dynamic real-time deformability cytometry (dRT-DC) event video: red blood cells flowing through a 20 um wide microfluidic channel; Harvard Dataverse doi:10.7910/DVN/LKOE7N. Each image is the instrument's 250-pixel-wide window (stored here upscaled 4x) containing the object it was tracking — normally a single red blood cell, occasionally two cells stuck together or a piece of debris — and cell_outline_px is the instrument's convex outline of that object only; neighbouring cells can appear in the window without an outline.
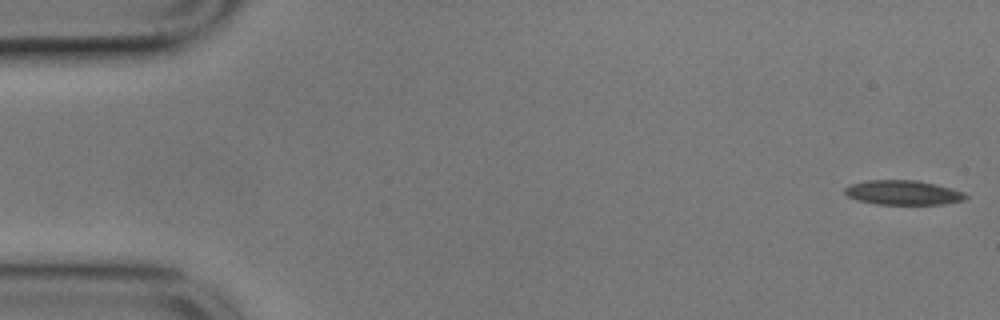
{"species": "common noctule bat (a hibernating species)", "species_latin": "Nyctalus noctula", "temperature_condition": "cold", "stored_images_in_passage": 56, "camera_frame_rate_fps": 3000, "um_per_image_px": 0.085, "animal": {"sex": "male", "body_mass_g": 17.9}, "frame": {"image": 1, "passage_image": 1, "time_ms": 0.0, "image_size_px": [1000, 320], "cell_outline_px": [[968, 196], [964, 200], [944, 204], [876, 204], [860, 200], [848, 196], [844, 192], [844, 188], [848, 184], [868, 180], [916, 180], [936, 184], [952, 188], [964, 192]], "centroid_in_image_um": [76.77, 16.36], "position_along_channel_um": 8.2, "area_um2": 17.28}}
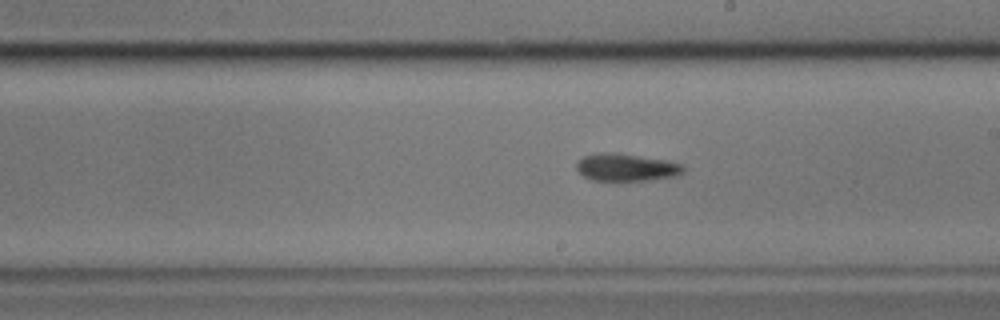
{"frame": {"image": 2, "passage_image": 31, "time_ms": 10.0, "image_size_px": [1000, 320], "cell_outline_px": [[688, 168], [680, 176], [648, 180], [592, 180], [584, 176], [576, 168], [576, 160], [584, 156], [596, 152], [616, 152], [668, 160], [684, 164]], "centroid_in_image_um": [53.3, 14.21], "position_along_channel_um": 235.7, "area_um2": 17.57}}
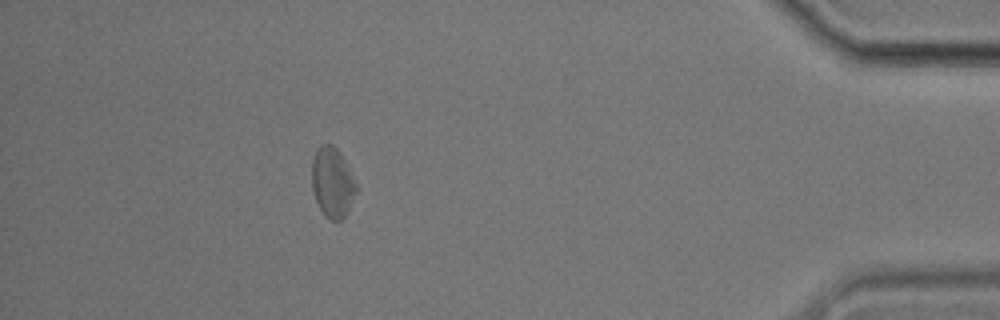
{"frame": {"image": 3, "passage_image": 50, "time_ms": 16.333, "image_size_px": [1000, 320], "cell_outline_px": [[356, 192], [348, 212], [340, 220], [332, 220], [324, 216], [316, 200], [312, 188], [312, 160], [316, 148], [320, 144], [332, 144], [340, 152], [356, 184]], "centroid_in_image_um": [28.23, 15.49], "position_along_channel_um": 407.0, "area_um2": 17.98}, "authors_computed_cell_mechanics": {"area_um2": 17.5712, "velocity_mm_per_s": 3.525, "shape_relaxation_time_tau1_ms": 1.8329, "shape_relaxation_time_tau2_ms": null, "deformation_change_tau1": 0.0683, "deformation_change_tau2": null}}